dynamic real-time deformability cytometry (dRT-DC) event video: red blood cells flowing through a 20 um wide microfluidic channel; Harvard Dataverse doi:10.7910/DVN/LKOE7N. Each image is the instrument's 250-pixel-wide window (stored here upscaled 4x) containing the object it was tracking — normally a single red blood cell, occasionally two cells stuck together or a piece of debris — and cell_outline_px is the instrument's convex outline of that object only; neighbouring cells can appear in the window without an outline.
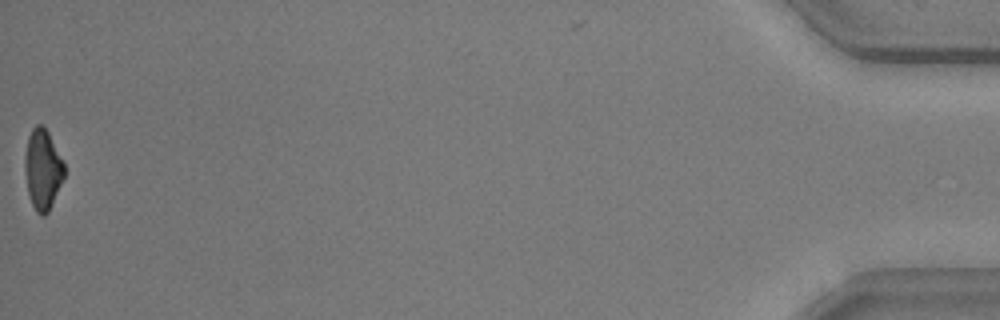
{"species": "common noctule bat (a hibernating species)", "species_latin": "Nyctalus noctula", "temperature_condition": "warm", "stored_images_in_passage": 47, "camera_frame_rate_fps": 3000, "um_per_image_px": 0.085, "animal": {"sex": "male", "body_mass_g": 20.5, "forearm_length_mm": 52.5}, "frame": {"image": 1, "passage_image": 47, "time_ms": 15.333, "image_size_px": [1000, 320], "cell_outline_px": [[64, 176], [48, 212], [44, 216], [40, 216], [36, 212], [32, 204], [28, 192], [24, 168], [24, 160], [28, 136], [32, 128], [36, 124], [40, 124], [48, 132], [64, 164]], "centroid_in_image_um": [3.6, 14.4], "position_along_channel_um": 431.6, "area_um2": 18.15}}